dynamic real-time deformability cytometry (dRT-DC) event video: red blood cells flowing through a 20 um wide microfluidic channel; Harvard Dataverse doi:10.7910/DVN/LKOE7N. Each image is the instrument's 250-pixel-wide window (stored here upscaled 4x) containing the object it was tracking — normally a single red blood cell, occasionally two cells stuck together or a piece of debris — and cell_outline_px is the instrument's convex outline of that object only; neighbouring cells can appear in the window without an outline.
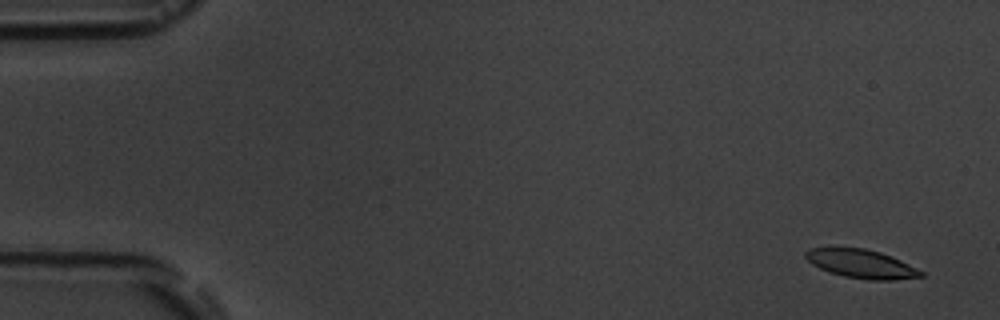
{"species": "common noctule bat (a hibernating species)", "species_latin": "Nyctalus noctula", "temperature_condition": "room temperature", "stored_images_in_passage": 5, "camera_frame_rate_fps": 3000, "um_per_image_px": 0.085, "animal": {"sex": "male", "body_mass_g": 19.5, "forearm_length_mm": 54.6}, "frame": {"image": 1, "passage_image": 1, "time_ms": 0.0, "image_size_px": [1000, 320], "cell_outline_px": [[924, 276], [892, 280], [868, 280], [844, 276], [828, 272], [812, 264], [804, 256], [804, 252], [808, 248], [864, 248], [880, 252], [900, 260], [924, 272]], "centroid_in_image_um": [73.19, 22.43], "position_along_channel_um": 11.8, "area_um2": 19.13}}
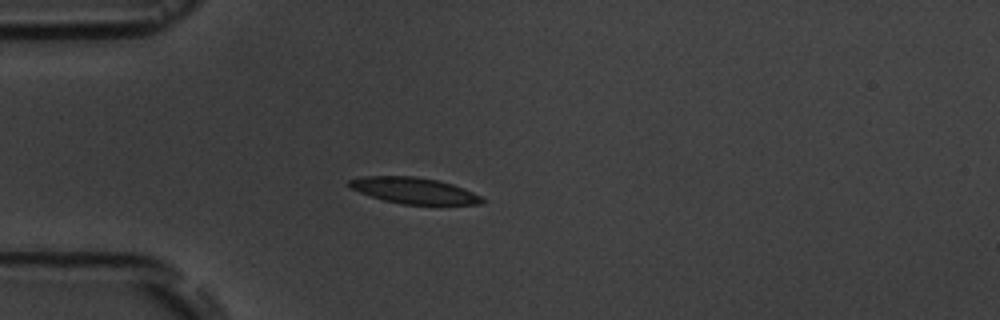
{"frame": {"image": 2, "passage_image": 4, "time_ms": 4.333, "image_size_px": [1000, 320], "cell_outline_px": [[484, 200], [480, 204], [400, 204], [384, 200], [360, 192], [352, 188], [348, 184], [348, 180], [364, 176], [416, 176], [440, 180], [464, 188], [480, 196]], "centroid_in_image_um": [35.18, 16.18], "position_along_channel_um": 49.8, "area_um2": 20.06}}